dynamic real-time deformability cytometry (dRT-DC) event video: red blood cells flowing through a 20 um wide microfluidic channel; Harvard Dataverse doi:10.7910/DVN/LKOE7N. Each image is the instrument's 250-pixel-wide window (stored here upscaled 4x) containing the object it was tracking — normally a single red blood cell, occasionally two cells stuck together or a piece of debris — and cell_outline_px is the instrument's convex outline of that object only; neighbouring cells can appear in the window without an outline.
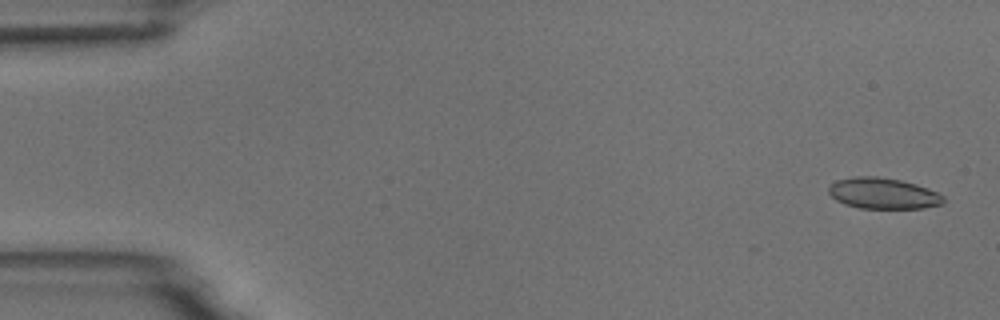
{"species": "common noctule bat (a hibernating species)", "species_latin": "Nyctalus noctula", "temperature_condition": "room temperature", "stored_images_in_passage": 5, "camera_frame_rate_fps": 3000, "um_per_image_px": 0.085, "animal": {"sex": "male", "body_mass_g": 18.8}, "frame": {"image": 1, "passage_image": 1, "time_ms": 0.0, "image_size_px": [1000, 320], "cell_outline_px": [[944, 204], [924, 208], [860, 208], [844, 204], [836, 200], [828, 192], [828, 188], [836, 180], [856, 176], [876, 176], [900, 180], [916, 184], [928, 188], [944, 196]], "centroid_in_image_um": [75.07, 16.44], "position_along_channel_um": 9.9, "area_um2": 20.75}}
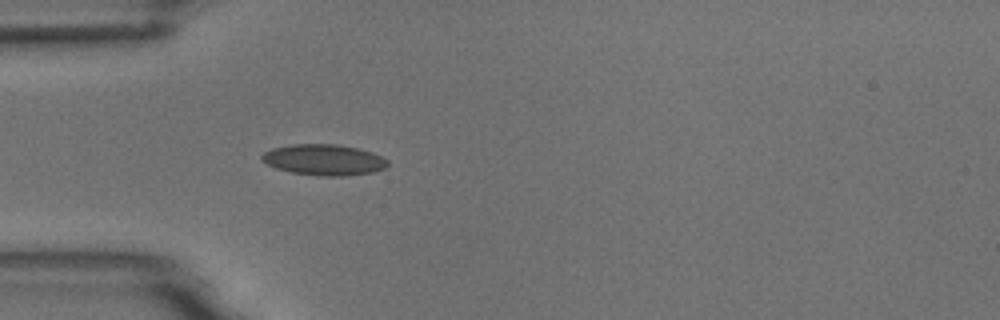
{"frame": {"image": 2, "passage_image": 5, "time_ms": 4.667, "image_size_px": [1000, 320], "cell_outline_px": [[388, 164], [384, 168], [372, 172], [344, 176], [316, 176], [292, 172], [276, 168], [260, 160], [260, 156], [264, 152], [272, 148], [292, 144], [336, 144], [356, 148], [372, 152], [388, 160]], "centroid_in_image_um": [27.5, 13.58], "position_along_channel_um": 57.5, "area_um2": 22.66}}